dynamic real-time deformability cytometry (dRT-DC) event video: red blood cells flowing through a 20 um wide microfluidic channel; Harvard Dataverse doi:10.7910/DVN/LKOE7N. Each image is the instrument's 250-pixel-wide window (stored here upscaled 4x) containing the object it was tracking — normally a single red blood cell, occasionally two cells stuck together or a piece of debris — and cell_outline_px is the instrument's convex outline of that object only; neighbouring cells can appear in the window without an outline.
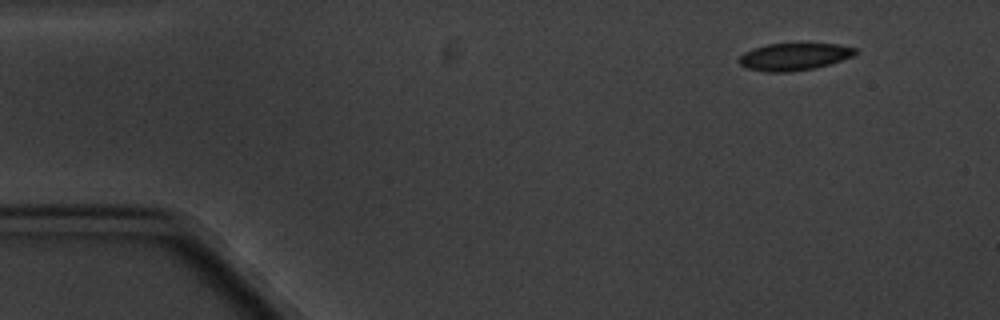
{"species": "common noctule bat (a hibernating species)", "species_latin": "Nyctalus noctula", "temperature_condition": "cold", "stored_images_in_passage": 4, "camera_frame_rate_fps": 3000, "um_per_image_px": 0.085, "animal": {"sex": "male", "body_mass_g": 20.1, "forearm_length_mm": 53.5}, "frame": {"image": 1, "passage_image": 1, "time_ms": 0.0, "image_size_px": [1000, 320], "cell_outline_px": [[860, 52], [852, 56], [828, 64], [812, 68], [788, 72], [764, 72], [744, 68], [740, 64], [740, 56], [744, 52], [752, 48], [768, 44], [840, 44], [856, 48]], "centroid_in_image_um": [67.48, 4.82], "position_along_channel_um": 17.5, "area_um2": 18.38}}
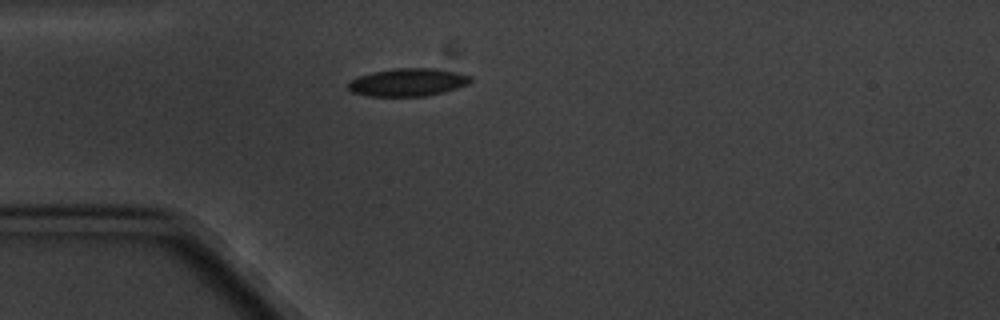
{"frame": {"image": 2, "passage_image": 4, "time_ms": 3.333, "image_size_px": [1000, 320], "cell_outline_px": [[472, 80], [468, 84], [444, 92], [424, 96], [368, 96], [352, 92], [348, 88], [348, 80], [372, 72], [392, 68], [436, 68], [456, 72], [472, 76]], "centroid_in_image_um": [34.66, 6.99], "position_along_channel_um": 50.3, "area_um2": 19.94}}